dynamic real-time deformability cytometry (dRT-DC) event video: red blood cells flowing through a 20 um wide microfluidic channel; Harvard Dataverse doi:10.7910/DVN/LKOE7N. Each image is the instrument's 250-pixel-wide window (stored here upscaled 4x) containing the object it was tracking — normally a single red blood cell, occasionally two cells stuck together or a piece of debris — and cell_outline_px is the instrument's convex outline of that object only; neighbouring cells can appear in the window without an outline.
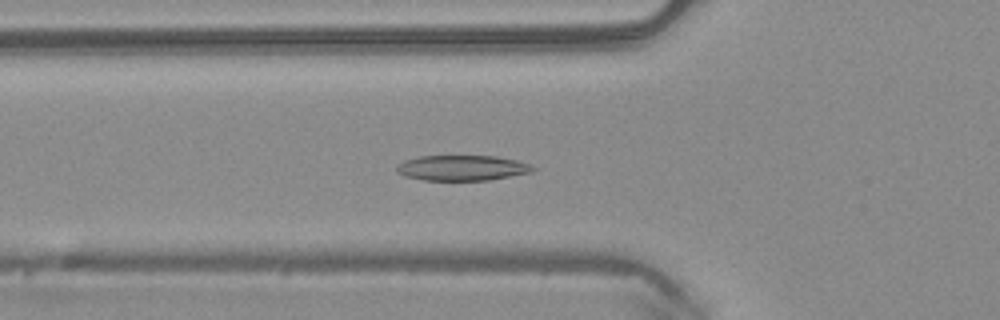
{"species": "common noctule bat (a hibernating species)", "species_latin": "Nyctalus noctula", "temperature_condition": "warm", "stored_images_in_passage": 50, "camera_frame_rate_fps": 3000, "um_per_image_px": 0.085, "animal": {"sex": "male", "body_mass_g": 20.4}, "frame": {"image": 1, "passage_image": 18, "time_ms": 5.667, "image_size_px": [1000, 320], "cell_outline_px": [[540, 168], [532, 172], [488, 180], [424, 180], [404, 176], [396, 172], [396, 164], [404, 160], [420, 156], [496, 156], [516, 160], [532, 164]], "centroid_in_image_um": [39.3, 14.27], "position_along_channel_um": 86.5, "area_um2": 20.35}}
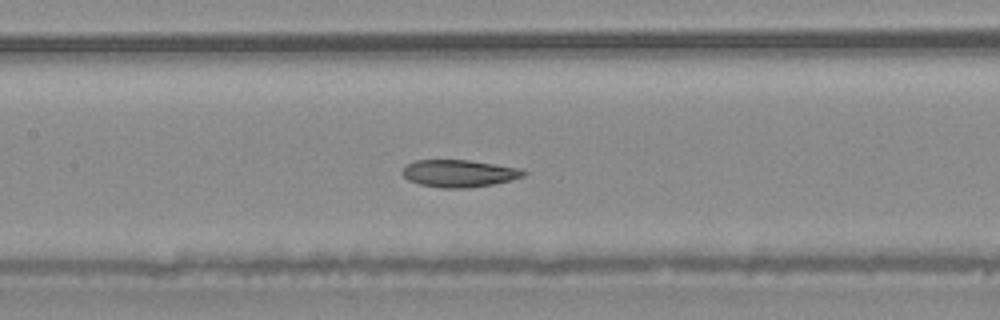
{"frame": {"image": 2, "passage_image": 24, "time_ms": 7.667, "image_size_px": [1000, 320], "cell_outline_px": [[528, 172], [524, 176], [512, 180], [492, 184], [468, 188], [440, 188], [420, 184], [408, 180], [400, 172], [404, 164], [416, 160], [468, 160], [520, 168]], "centroid_in_image_um": [38.99, 14.74], "position_along_channel_um": 168.4, "area_um2": 19.42}}
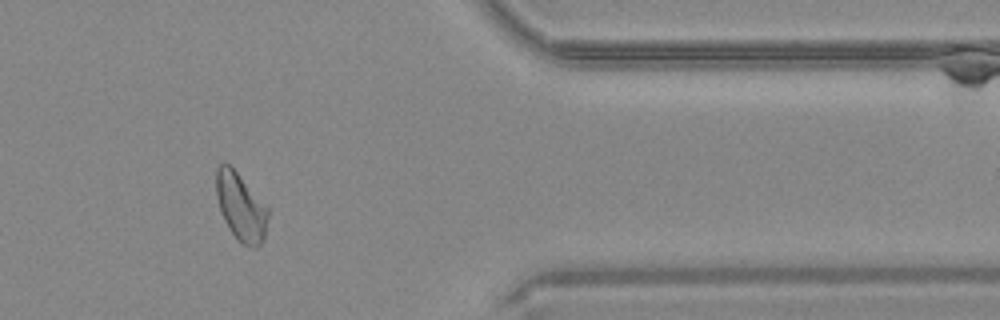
{"frame": {"image": 3, "passage_image": 42, "time_ms": 13.667, "image_size_px": [1000, 320], "cell_outline_px": [[268, 216], [264, 240], [256, 248], [240, 244], [228, 228], [224, 220], [216, 196], [216, 168], [220, 164], [228, 164], [236, 172], [268, 208]], "centroid_in_image_um": [20.46, 17.64], "position_along_channel_um": 390.9, "area_um2": 20.17}, "authors_computed_cell_mechanics": {"area_um2": 20.7213, "velocity_mm_per_s": 4.0558, "shape_relaxation_time_tau1_ms": 4.8131, "shape_relaxation_time_tau2_ms": 3.3588, "deformation_change_tau1": 0.1366, "deformation_change_tau2": 0.0975}}